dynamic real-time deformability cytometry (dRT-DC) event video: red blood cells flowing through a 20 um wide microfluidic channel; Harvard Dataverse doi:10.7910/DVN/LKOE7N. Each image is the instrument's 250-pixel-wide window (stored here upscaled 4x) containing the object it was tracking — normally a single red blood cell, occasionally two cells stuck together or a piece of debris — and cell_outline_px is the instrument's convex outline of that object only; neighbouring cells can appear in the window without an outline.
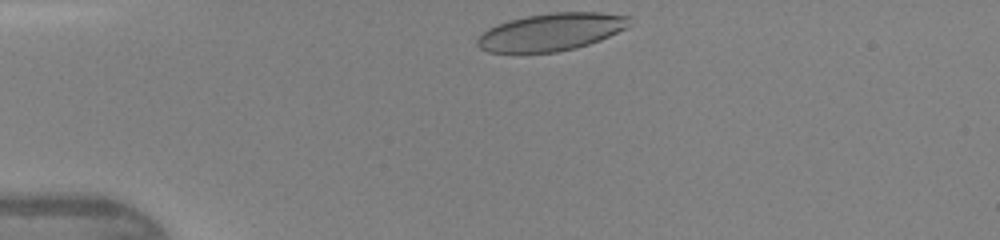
{"species": "human", "species_latin": "Homo sapiens", "temperature_condition": "warm", "stored_images_in_passage": 31, "camera_frame_rate_fps": 3000, "um_per_image_px": 0.085, "donor": {"sex": "female"}, "frame": {"image": 1, "passage_image": 1, "time_ms": 0.0, "image_size_px": [1000, 240], "cell_outline_px": [[632, 24], [628, 28], [600, 40], [576, 48], [556, 52], [488, 52], [480, 48], [476, 44], [476, 40], [488, 28], [496, 24], [508, 20], [528, 16], [552, 12], [600, 12], [632, 16]], "centroid_in_image_um": [46.91, 2.7], "position_along_channel_um": 38.1, "area_um2": 33.47}}
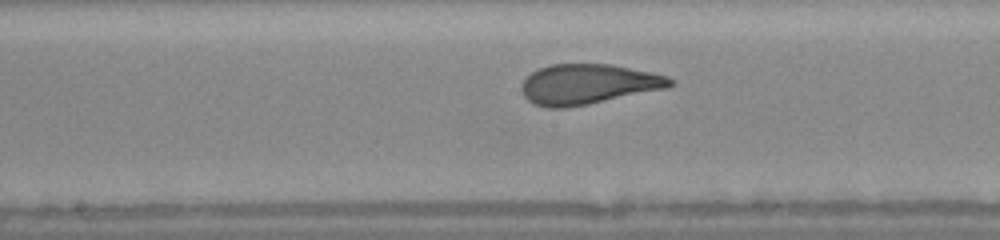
{"frame": {"image": 2, "passage_image": 15, "time_ms": 4.667, "image_size_px": [1000, 240], "cell_outline_px": [[676, 84], [668, 88], [588, 104], [564, 108], [548, 108], [536, 104], [528, 100], [524, 96], [520, 88], [524, 80], [532, 72], [548, 64], [612, 64], [652, 72], [668, 76], [676, 80]], "centroid_in_image_um": [50.03, 7.15], "position_along_channel_um": 198.2, "area_um2": 34.91}}
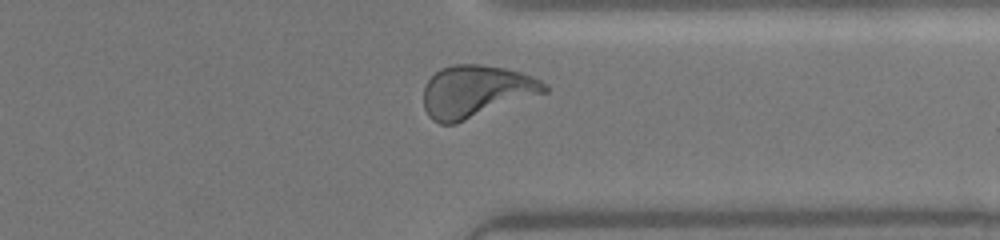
{"frame": {"image": 3, "passage_image": 27, "time_ms": 8.667, "image_size_px": [1000, 240], "cell_outline_px": [[548, 92], [456, 124], [440, 124], [432, 120], [428, 116], [424, 108], [424, 84], [440, 68], [452, 64], [480, 64], [504, 68], [520, 72], [532, 76], [548, 84]], "centroid_in_image_um": [40.46, 7.77], "position_along_channel_um": 370.9, "area_um2": 37.17}, "authors_computed_cell_mechanics": {"area_um2": 34.9112, "velocity_mm_per_s": 4.328, "shape_relaxation_time_tau1_ms": 4.5714, "shape_relaxation_time_tau2_ms": null, "deformation_change_tau1": 0.1965, "deformation_change_tau2": null}}